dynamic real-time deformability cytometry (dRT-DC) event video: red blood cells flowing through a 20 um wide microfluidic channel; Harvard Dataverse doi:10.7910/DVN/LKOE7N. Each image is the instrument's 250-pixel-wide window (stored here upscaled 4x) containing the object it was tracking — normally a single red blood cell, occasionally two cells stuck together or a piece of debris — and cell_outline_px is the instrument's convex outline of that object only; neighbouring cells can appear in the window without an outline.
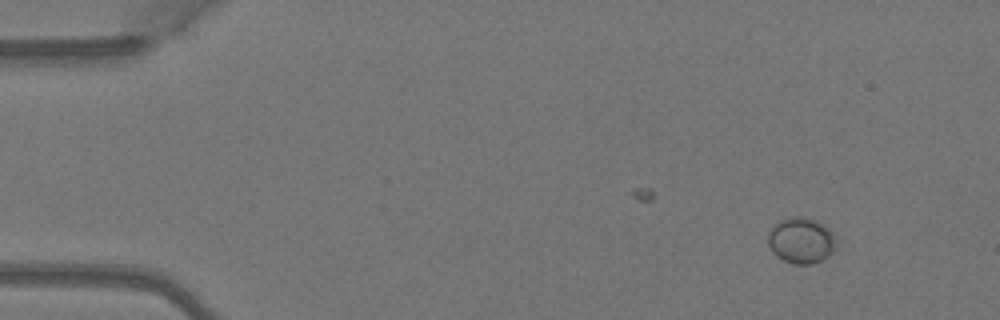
{"species": "Egyptian fruit bat (a non-hibernating species)", "species_latin": "Rousettus aegyptiacus", "temperature_condition": "warm", "stored_images_in_passage": 4, "camera_frame_rate_fps": 3000, "um_per_image_px": 0.085, "animal": {"sex": "female"}, "frame": {"image": 1, "passage_image": 1, "time_ms": 0.0, "image_size_px": [1000, 320], "cell_outline_px": [[832, 252], [828, 256], [812, 264], [796, 264], [784, 260], [776, 256], [772, 252], [768, 244], [768, 232], [780, 220], [792, 216], [800, 216], [816, 220], [828, 228], [832, 232]], "centroid_in_image_um": [68.03, 20.43], "position_along_channel_um": 17.0, "area_um2": 17.8}}
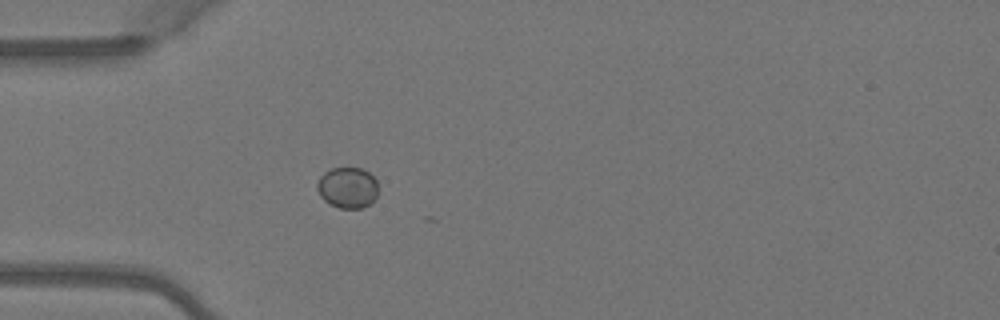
{"frame": {"image": 2, "passage_image": 4, "time_ms": 1.0, "image_size_px": [1000, 320], "cell_outline_px": [[376, 196], [364, 208], [340, 208], [328, 204], [320, 196], [316, 188], [316, 184], [320, 176], [324, 172], [332, 168], [364, 168], [376, 180]], "centroid_in_image_um": [29.5, 15.94], "position_along_channel_um": 55.5, "area_um2": 14.57}}